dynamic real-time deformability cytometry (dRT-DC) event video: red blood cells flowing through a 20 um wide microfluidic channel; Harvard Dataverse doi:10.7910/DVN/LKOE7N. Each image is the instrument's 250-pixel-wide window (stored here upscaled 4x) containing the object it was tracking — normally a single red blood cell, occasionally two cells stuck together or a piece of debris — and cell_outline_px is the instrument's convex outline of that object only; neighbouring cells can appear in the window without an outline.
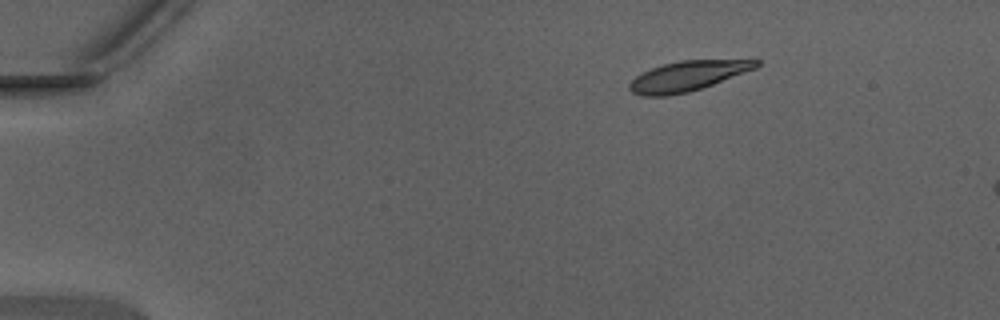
{"species": "Egyptian fruit bat (a non-hibernating species)", "species_latin": "Rousettus aegyptiacus", "temperature_condition": "warm", "stored_images_in_passage": 8, "camera_frame_rate_fps": 3000, "um_per_image_px": 0.085, "animal": {"sex": "male"}, "frame": {"image": 1, "passage_image": 1, "time_ms": 0.0, "image_size_px": [1000, 320], "cell_outline_px": [[760, 64], [756, 68], [712, 84], [688, 92], [668, 96], [640, 96], [632, 92], [628, 88], [628, 84], [640, 72], [664, 64], [680, 60], [760, 60]], "centroid_in_image_um": [58.38, 6.47], "position_along_channel_um": 26.6, "area_um2": 21.96}}